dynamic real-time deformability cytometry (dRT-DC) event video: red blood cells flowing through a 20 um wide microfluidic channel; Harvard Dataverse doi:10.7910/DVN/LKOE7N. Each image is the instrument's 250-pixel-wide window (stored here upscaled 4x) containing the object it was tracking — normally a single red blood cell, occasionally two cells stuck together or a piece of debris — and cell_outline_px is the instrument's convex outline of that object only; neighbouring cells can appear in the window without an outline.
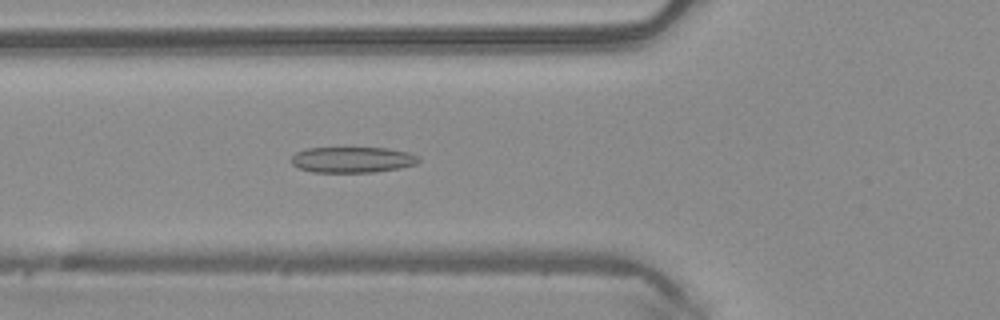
{"species": "common noctule bat (a hibernating species)", "species_latin": "Nyctalus noctula", "temperature_condition": "warm", "stored_images_in_passage": 49, "camera_frame_rate_fps": 3000, "um_per_image_px": 0.085, "animal": {"sex": "male", "body_mass_g": 20.4}, "frame": {"image": 1, "passage_image": 18, "time_ms": 5.667, "image_size_px": [1000, 320], "cell_outline_px": [[420, 160], [416, 164], [400, 168], [372, 172], [312, 172], [300, 168], [292, 164], [292, 156], [296, 152], [308, 148], [388, 148], [408, 152], [420, 156]], "centroid_in_image_um": [29.99, 13.57], "position_along_channel_um": 95.8, "area_um2": 19.13}}
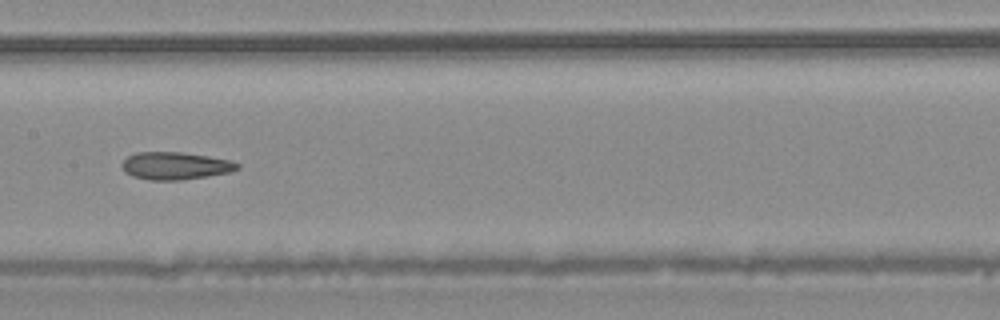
{"frame": {"image": 2, "passage_image": 25, "time_ms": 8.0, "image_size_px": [1000, 320], "cell_outline_px": [[240, 168], [228, 172], [180, 180], [148, 180], [132, 176], [120, 164], [128, 156], [136, 152], [184, 152], [232, 160], [240, 164]], "centroid_in_image_um": [14.91, 14.08], "position_along_channel_um": 192.5, "area_um2": 18.38}}
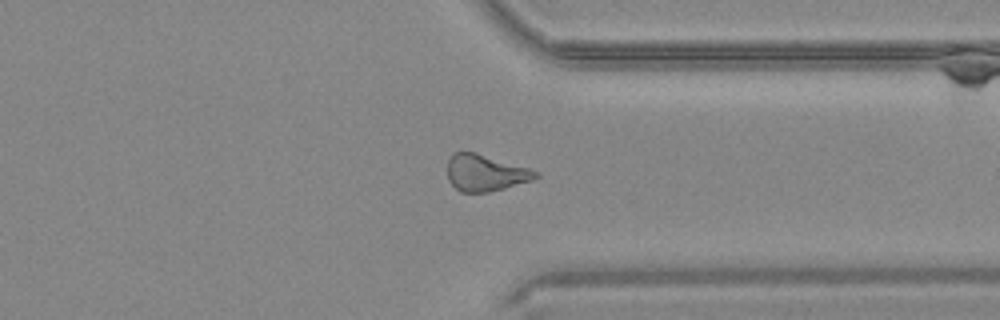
{"frame": {"image": 3, "passage_image": 38, "time_ms": 12.333, "image_size_px": [1000, 320], "cell_outline_px": [[540, 176], [532, 180], [504, 188], [488, 192], [460, 192], [448, 180], [448, 160], [452, 152], [476, 152], [528, 168], [536, 172]], "centroid_in_image_um": [41.22, 14.69], "position_along_channel_um": 370.2, "area_um2": 18.61}, "authors_computed_cell_mechanics": {"area_um2": 19.3052, "velocity_mm_per_s": 4.1209, "shape_relaxation_time_tau1_ms": null, "shape_relaxation_time_tau2_ms": 4.1497, "deformation_change_tau1": null, "deformation_change_tau2": 0.1368}}